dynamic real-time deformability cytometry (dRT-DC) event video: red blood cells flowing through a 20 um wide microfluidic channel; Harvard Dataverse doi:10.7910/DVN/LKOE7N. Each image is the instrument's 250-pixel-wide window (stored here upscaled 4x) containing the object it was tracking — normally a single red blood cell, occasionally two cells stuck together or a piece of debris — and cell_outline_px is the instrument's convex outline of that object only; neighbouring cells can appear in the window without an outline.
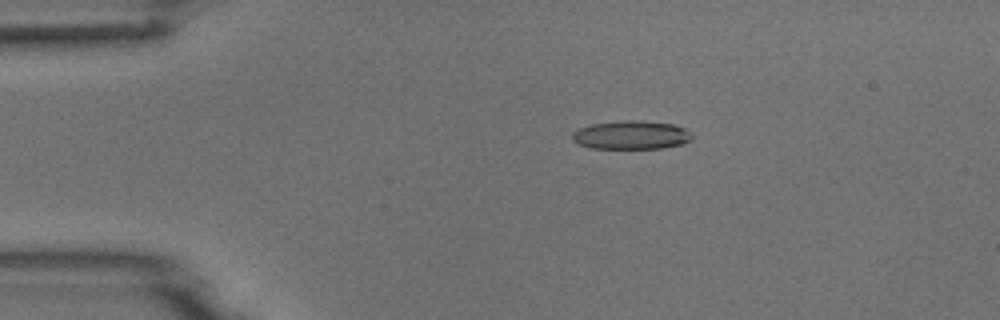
{"species": "common noctule bat (a hibernating species)", "species_latin": "Nyctalus noctula", "temperature_condition": "room temperature", "stored_images_in_passage": 6, "camera_frame_rate_fps": 3000, "um_per_image_px": 0.085, "animal": {"sex": "male", "body_mass_g": 18.8}, "frame": {"image": 1, "passage_image": 3, "time_ms": 2.333, "image_size_px": [1000, 320], "cell_outline_px": [[692, 136], [684, 144], [660, 148], [592, 148], [580, 144], [572, 140], [572, 132], [580, 128], [592, 124], [624, 120], [640, 120], [672, 124], [684, 128]], "centroid_in_image_um": [53.63, 11.47], "position_along_channel_um": 31.4, "area_um2": 19.71}}
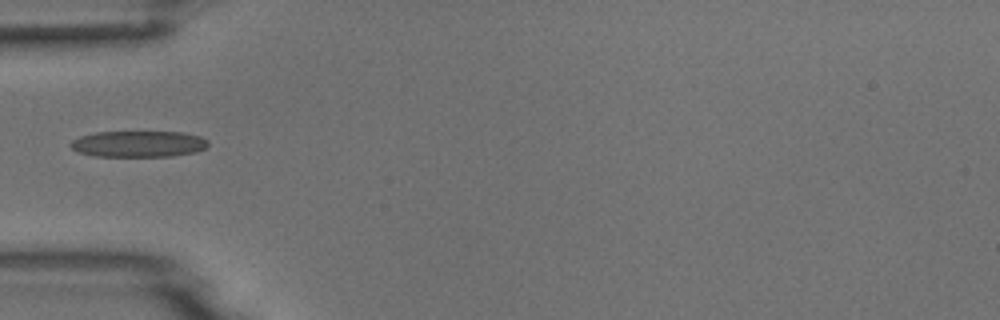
{"frame": {"image": 2, "passage_image": 5, "time_ms": 4.667, "image_size_px": [1000, 320], "cell_outline_px": [[208, 144], [204, 148], [196, 152], [172, 156], [96, 156], [80, 152], [72, 148], [68, 144], [72, 140], [80, 136], [96, 132], [184, 132], [200, 136], [208, 140]], "centroid_in_image_um": [11.78, 12.23], "position_along_channel_um": 73.2, "area_um2": 20.98}}